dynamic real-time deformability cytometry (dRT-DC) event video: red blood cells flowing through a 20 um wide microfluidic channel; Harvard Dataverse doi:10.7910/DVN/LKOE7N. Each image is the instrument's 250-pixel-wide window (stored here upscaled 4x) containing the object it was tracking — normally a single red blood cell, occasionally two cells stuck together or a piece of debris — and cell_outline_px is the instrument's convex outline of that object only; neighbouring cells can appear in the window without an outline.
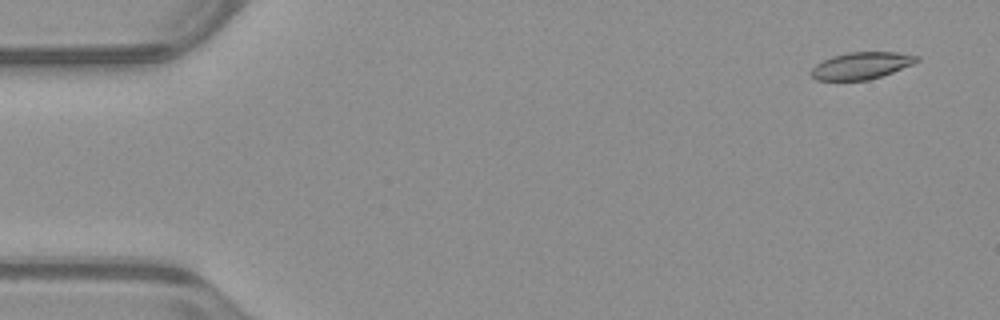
{"species": "common noctule bat (a hibernating species)", "species_latin": "Nyctalus noctula", "temperature_condition": "warm", "stored_images_in_passage": 53, "camera_frame_rate_fps": 3000, "um_per_image_px": 0.085, "animal": {"sex": "male", "body_mass_g": 23.1, "forearm_length_mm": 52.7}, "frame": {"image": 1, "passage_image": 3, "time_ms": 0.667, "image_size_px": [1000, 320], "cell_outline_px": [[920, 60], [912, 64], [892, 72], [868, 80], [816, 80], [808, 72], [816, 64], [832, 56], [848, 52], [896, 52], [920, 56]], "centroid_in_image_um": [73.2, 5.57], "position_along_channel_um": 11.8, "area_um2": 16.53}}
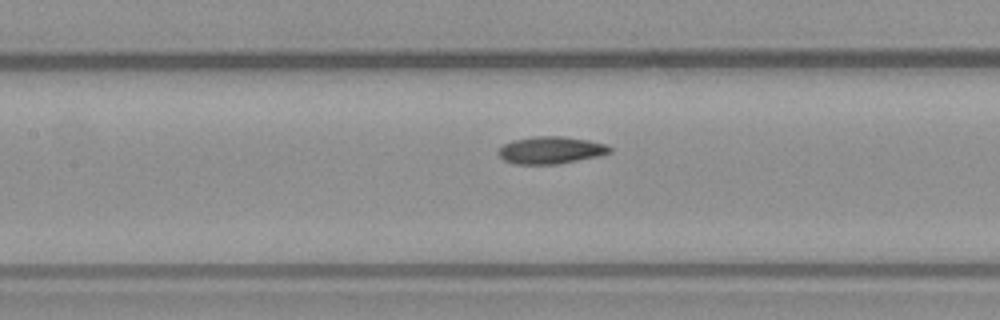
{"frame": {"image": 2, "passage_image": 24, "time_ms": 7.667, "image_size_px": [1000, 320], "cell_outline_px": [[612, 152], [600, 156], [556, 164], [516, 164], [504, 160], [496, 152], [504, 144], [512, 140], [532, 136], [560, 136], [588, 140], [608, 144], [612, 148]], "centroid_in_image_um": [46.84, 12.76], "position_along_channel_um": 160.6, "area_um2": 17.8}}
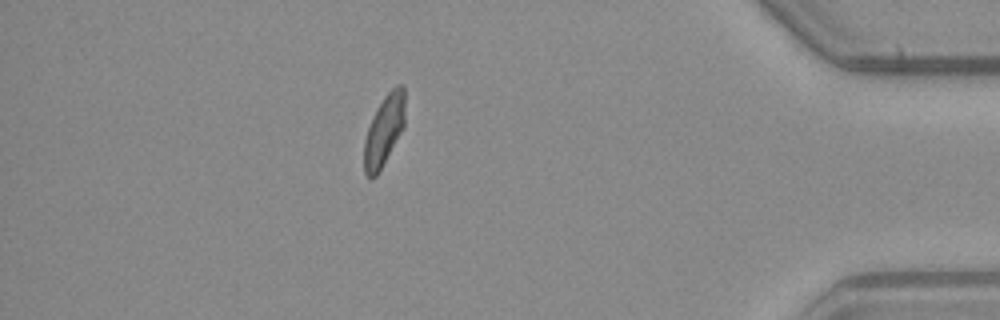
{"frame": {"image": 3, "passage_image": 46, "time_ms": 15.0, "image_size_px": [1000, 320], "cell_outline_px": [[404, 128], [376, 176], [372, 180], [364, 172], [364, 140], [372, 116], [376, 108], [384, 96], [396, 84], [400, 84], [404, 88]], "centroid_in_image_um": [32.64, 11.08], "position_along_channel_um": 402.6, "area_um2": 16.82}, "authors_computed_cell_mechanics": {"area_um2": 17.34, "velocity_mm_per_s": 3.9436, "shape_relaxation_time_tau1_ms": 6.7409, "shape_relaxation_time_tau2_ms": 4.6103, "deformation_change_tau1": 0.1689, "deformation_change_tau2": 0.0819}}